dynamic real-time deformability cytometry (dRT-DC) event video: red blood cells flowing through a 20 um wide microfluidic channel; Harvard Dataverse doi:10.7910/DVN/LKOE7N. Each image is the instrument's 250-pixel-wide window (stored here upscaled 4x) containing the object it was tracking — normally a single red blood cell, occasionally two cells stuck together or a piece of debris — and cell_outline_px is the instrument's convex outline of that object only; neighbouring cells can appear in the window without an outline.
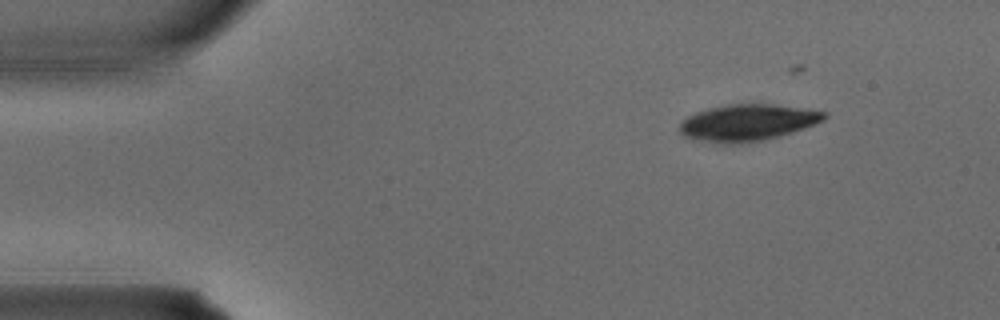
{"species": "common noctule bat (a hibernating species)", "species_latin": "Nyctalus noctula", "temperature_condition": "warm", "stored_images_in_passage": 3, "camera_frame_rate_fps": 3000, "um_per_image_px": 0.085, "animal": {"sex": "male", "body_mass_g": 15.6}, "frame": {"image": 1, "passage_image": 1, "time_ms": 0.0, "image_size_px": [1000, 320], "cell_outline_px": [[828, 116], [824, 120], [804, 128], [780, 136], [764, 140], [736, 144], [716, 144], [692, 140], [684, 136], [680, 132], [680, 120], [696, 112], [728, 104], [772, 104], [808, 108], [828, 112]], "centroid_in_image_um": [63.54, 10.43], "position_along_channel_um": 21.5, "area_um2": 31.27}}